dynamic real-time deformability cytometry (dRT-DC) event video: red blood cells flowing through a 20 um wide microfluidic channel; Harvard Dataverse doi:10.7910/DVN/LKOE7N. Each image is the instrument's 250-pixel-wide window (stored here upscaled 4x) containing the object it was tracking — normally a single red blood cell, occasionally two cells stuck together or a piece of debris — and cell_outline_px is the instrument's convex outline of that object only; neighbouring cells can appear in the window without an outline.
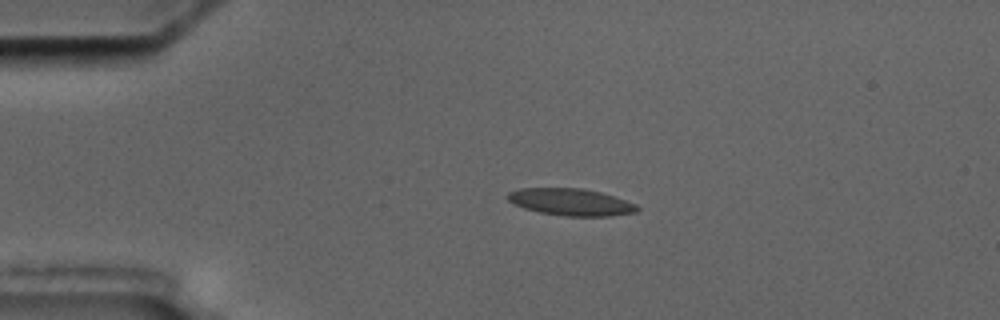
{"species": "common noctule bat (a hibernating species)", "species_latin": "Nyctalus noctula", "temperature_condition": "cold", "stored_images_in_passage": 4, "camera_frame_rate_fps": 3000, "um_per_image_px": 0.085, "animal": {"sex": "male", "body_mass_g": 17.5, "forearm_length_mm": 52.3}, "frame": {"image": 1, "passage_image": 3, "time_ms": 2.333, "image_size_px": [1000, 320], "cell_outline_px": [[640, 208], [636, 212], [608, 216], [564, 216], [540, 212], [524, 208], [508, 200], [504, 196], [508, 192], [520, 188], [584, 188], [600, 192], [636, 204]], "centroid_in_image_um": [48.49, 17.17], "position_along_channel_um": 36.5, "area_um2": 20.29}}